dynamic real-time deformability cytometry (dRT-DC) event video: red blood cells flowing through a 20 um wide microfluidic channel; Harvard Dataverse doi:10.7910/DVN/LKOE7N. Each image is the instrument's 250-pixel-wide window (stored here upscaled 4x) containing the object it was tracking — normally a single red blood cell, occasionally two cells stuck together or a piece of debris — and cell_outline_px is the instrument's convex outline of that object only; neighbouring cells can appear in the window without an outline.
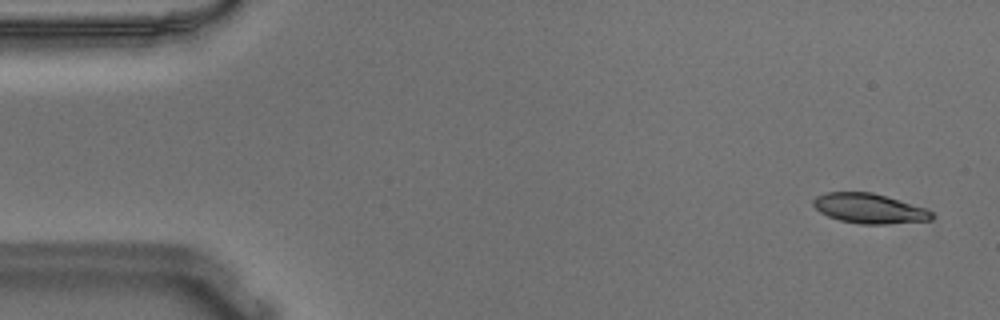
{"species": "Egyptian fruit bat (a non-hibernating species)", "species_latin": "Rousettus aegyptiacus", "temperature_condition": "warm", "stored_images_in_passage": 55, "camera_frame_rate_fps": 3000, "um_per_image_px": 0.085, "animal": {"sex": "male"}, "frame": {"image": 1, "passage_image": 3, "time_ms": 0.667, "image_size_px": [1000, 320], "cell_outline_px": [[932, 220], [888, 224], [860, 224], [840, 220], [828, 216], [820, 212], [812, 204], [812, 200], [816, 196], [828, 192], [872, 192], [924, 208], [932, 212]], "centroid_in_image_um": [73.85, 17.72], "position_along_channel_um": 11.2, "area_um2": 20.4}}
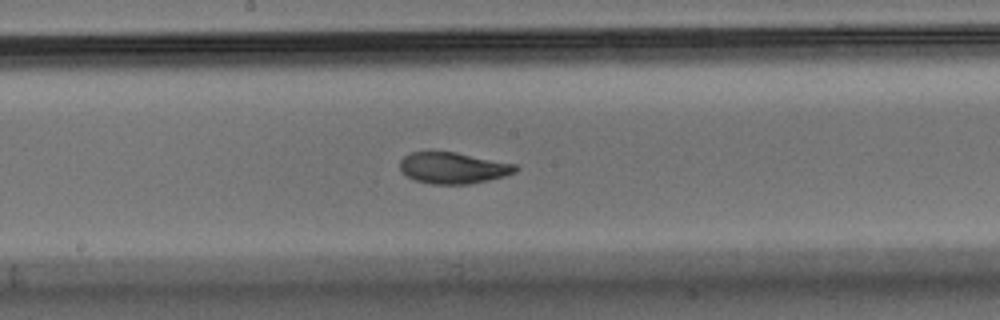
{"frame": {"image": 2, "passage_image": 29, "time_ms": 9.333, "image_size_px": [1000, 320], "cell_outline_px": [[520, 168], [516, 172], [504, 176], [472, 184], [428, 184], [416, 180], [408, 176], [400, 168], [400, 160], [404, 156], [412, 152], [456, 152], [516, 164]], "centroid_in_image_um": [38.55, 14.28], "position_along_channel_um": 209.6, "area_um2": 21.04}}
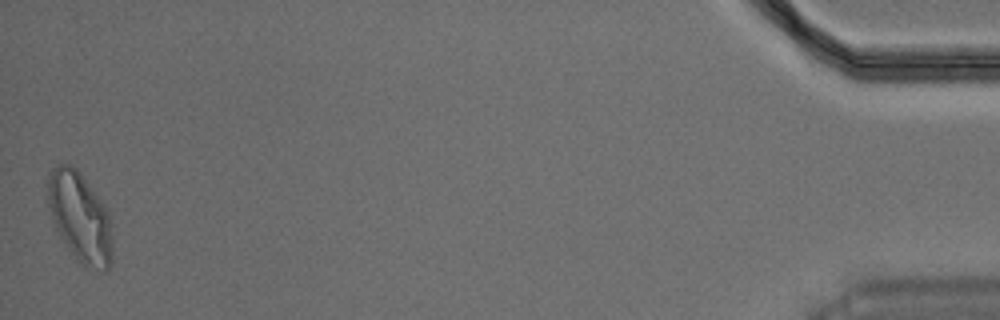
{"frame": {"image": 3, "passage_image": 55, "time_ms": 18.0, "image_size_px": [1000, 320], "cell_outline_px": [[112, 264], [104, 272], [84, 268], [80, 264], [60, 236], [56, 228], [48, 204], [48, 172], [52, 168], [60, 164], [72, 164], [80, 172], [104, 204], [108, 212], [112, 224]], "centroid_in_image_um": [6.83, 18.5], "position_along_channel_um": 428.4, "area_um2": 34.16}, "authors_computed_cell_mechanics": {"area_um2": 21.5594, "velocity_mm_per_s": 3.6286, "shape_relaxation_time_tau1_ms": 4.1533, "shape_relaxation_time_tau2_ms": 1.6106, "deformation_change_tau1": 0.1668, "deformation_change_tau2": 0.0649}}